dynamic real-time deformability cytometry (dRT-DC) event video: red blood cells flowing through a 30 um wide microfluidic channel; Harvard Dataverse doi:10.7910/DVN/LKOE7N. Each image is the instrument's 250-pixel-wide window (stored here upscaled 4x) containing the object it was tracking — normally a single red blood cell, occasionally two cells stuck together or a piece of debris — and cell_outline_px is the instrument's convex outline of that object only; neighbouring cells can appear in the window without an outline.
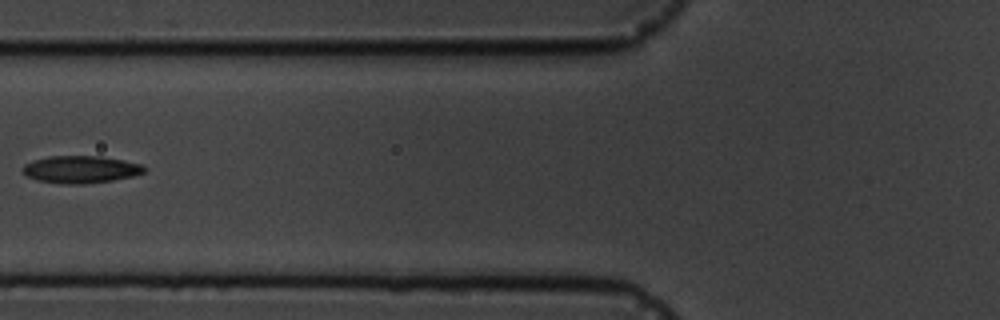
{"species": "common noctule bat (a hibernating species)", "species_latin": "Nyctalus noctula", "temperature_condition": "cold", "stored_images_in_passage": 15, "camera_frame_rate_fps": 3000, "um_per_image_px": 0.085, "animal": {"sex": "male", "body_mass_g": 19.5, "forearm_length_mm": 54.6}, "frame": {"image": 1, "passage_image": 5, "time_ms": 5.667, "image_size_px": [1000, 320], "cell_outline_px": [[144, 172], [132, 176], [112, 180], [84, 184], [68, 184], [36, 180], [28, 176], [24, 172], [24, 164], [32, 160], [48, 156], [100, 156], [124, 160], [140, 164], [144, 168]], "centroid_in_image_um": [6.84, 14.39], "position_along_channel_um": 119.0, "area_um2": 19.13}}
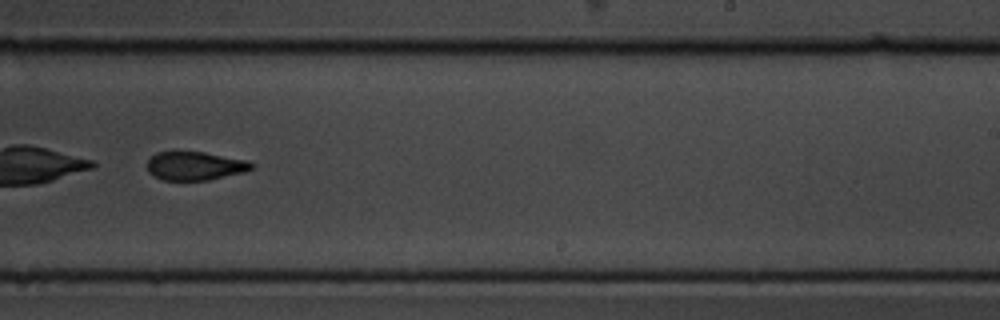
{"frame": {"image": 2, "passage_image": 9, "time_ms": 10.0, "image_size_px": [1000, 320], "cell_outline_px": [[252, 168], [244, 172], [208, 180], [164, 180], [152, 176], [148, 172], [148, 160], [156, 152], [172, 148], [204, 152], [248, 160], [252, 164]], "centroid_in_image_um": [16.5, 14.05], "position_along_channel_um": 272.5, "area_um2": 17.98}}
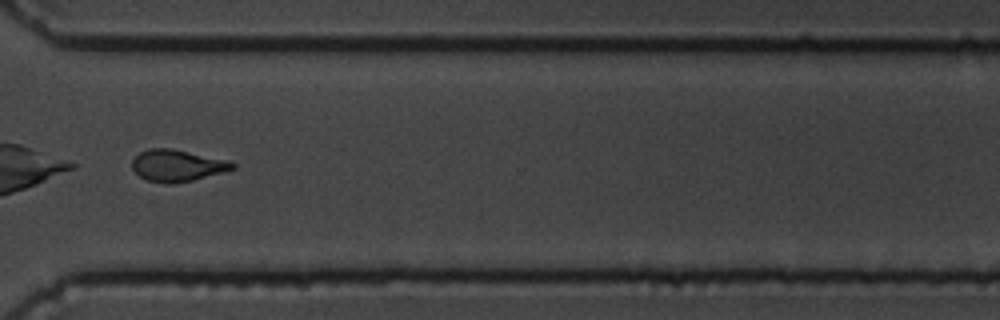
{"frame": {"image": 3, "passage_image": 11, "time_ms": 12.333, "image_size_px": [1000, 320], "cell_outline_px": [[236, 168], [192, 180], [168, 184], [148, 180], [140, 176], [132, 168], [132, 160], [140, 152], [148, 148], [172, 148], [228, 160], [236, 164]], "centroid_in_image_um": [15.06, 14.05], "position_along_channel_um": 355.5, "area_um2": 18.38}, "authors_computed_cell_mechanics": {"area_um2": 19.8832, "velocity_mm_per_s": 3.5534, "shape_relaxation_time_tau1_ms": 5.2312, "shape_relaxation_time_tau2_ms": 2.3994, "deformation_change_tau1": 0.1213, "deformation_change_tau2": 0.0754}}